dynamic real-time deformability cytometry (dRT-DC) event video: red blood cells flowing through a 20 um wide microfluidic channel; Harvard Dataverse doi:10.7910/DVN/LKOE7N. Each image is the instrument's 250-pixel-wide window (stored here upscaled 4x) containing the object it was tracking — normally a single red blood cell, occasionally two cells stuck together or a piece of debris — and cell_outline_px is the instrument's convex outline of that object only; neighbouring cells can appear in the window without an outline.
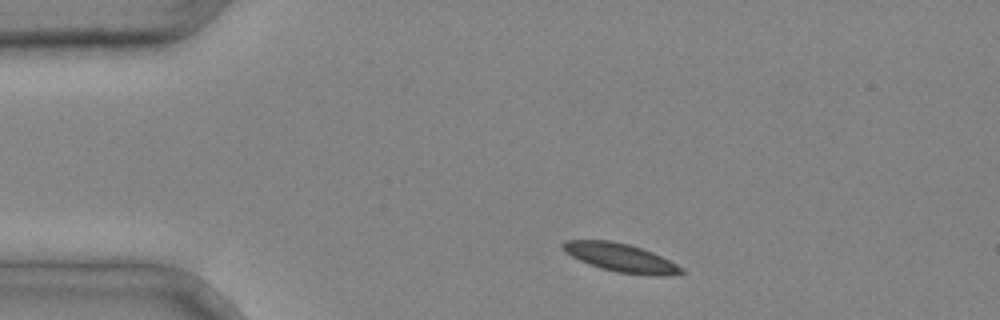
{"species": "common noctule bat (a hibernating species)", "species_latin": "Nyctalus noctula", "temperature_condition": "cold", "stored_images_in_passage": 2, "camera_frame_rate_fps": 3000, "um_per_image_px": 0.085, "animal": {"sex": "male", "body_mass_g": 20.4}, "frame": {"image": 1, "passage_image": 1, "time_ms": 0.0, "image_size_px": [1000, 320], "cell_outline_px": [[688, 272], [664, 276], [660, 276], [616, 272], [600, 268], [580, 260], [564, 252], [560, 244], [564, 240], [612, 240], [628, 244], [652, 252], [684, 268]], "centroid_in_image_um": [52.75, 21.9], "position_along_channel_um": 32.3, "area_um2": 19.59}}